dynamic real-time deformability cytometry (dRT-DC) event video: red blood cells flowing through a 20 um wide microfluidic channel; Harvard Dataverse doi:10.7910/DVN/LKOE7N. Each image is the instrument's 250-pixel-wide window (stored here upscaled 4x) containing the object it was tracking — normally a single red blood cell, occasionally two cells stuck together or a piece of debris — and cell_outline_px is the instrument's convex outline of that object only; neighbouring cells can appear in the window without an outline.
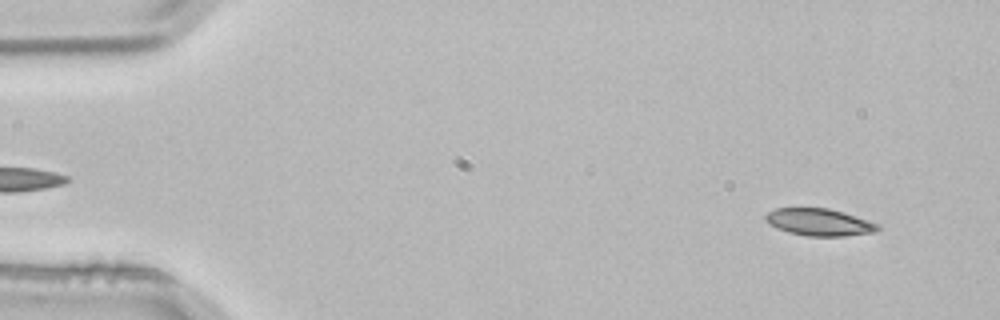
{"species": "common noctule bat (a hibernating species)", "species_latin": "Nyctalus noctula", "temperature_condition": "room temperature", "stored_images_in_passage": 54, "camera_frame_rate_fps": 3000, "um_per_image_px": 0.085, "animal": {"sex": "male", "body_mass_g": 21.5, "forearm_length_mm": 52.0}, "frame": {"image": 1, "passage_image": 5, "time_ms": 1.333, "image_size_px": [1000, 320], "cell_outline_px": [[880, 228], [876, 232], [844, 236], [808, 236], [788, 232], [776, 228], [768, 224], [764, 220], [764, 216], [768, 212], [776, 208], [828, 208], [868, 220], [880, 224]], "centroid_in_image_um": [69.61, 18.89], "position_along_channel_um": 15.4, "area_um2": 17.8}}
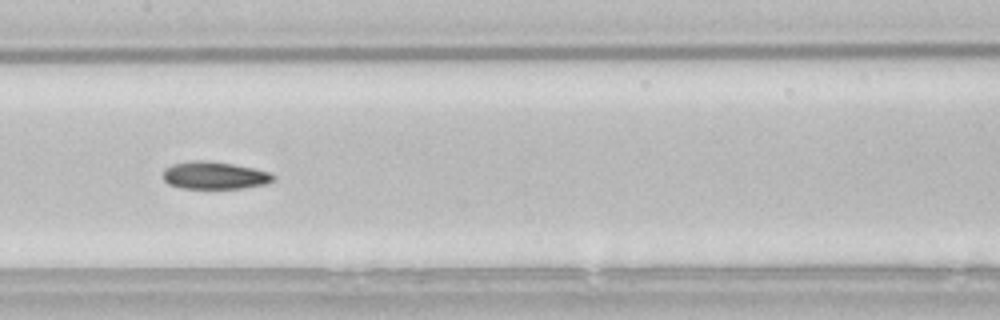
{"frame": {"image": 2, "passage_image": 27, "time_ms": 8.667, "image_size_px": [1000, 320], "cell_outline_px": [[276, 176], [272, 180], [264, 184], [240, 188], [180, 188], [168, 184], [164, 180], [164, 168], [172, 164], [192, 160], [208, 160], [256, 168], [268, 172]], "centroid_in_image_um": [18.2, 14.89], "position_along_channel_um": 189.2, "area_um2": 17.63}}
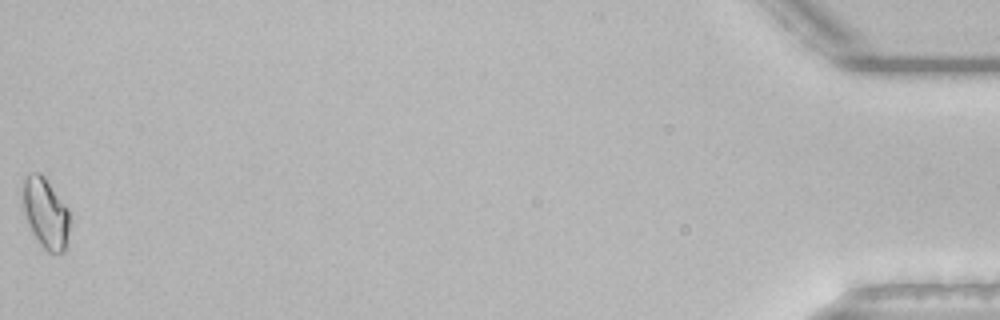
{"frame": {"image": 3, "passage_image": 54, "time_ms": 17.667, "image_size_px": [1000, 320], "cell_outline_px": [[68, 232], [64, 252], [48, 252], [40, 244], [32, 232], [24, 216], [24, 180], [32, 172], [40, 172], [44, 176], [68, 208]], "centroid_in_image_um": [3.87, 18.12], "position_along_channel_um": 431.3, "area_um2": 18.73}}